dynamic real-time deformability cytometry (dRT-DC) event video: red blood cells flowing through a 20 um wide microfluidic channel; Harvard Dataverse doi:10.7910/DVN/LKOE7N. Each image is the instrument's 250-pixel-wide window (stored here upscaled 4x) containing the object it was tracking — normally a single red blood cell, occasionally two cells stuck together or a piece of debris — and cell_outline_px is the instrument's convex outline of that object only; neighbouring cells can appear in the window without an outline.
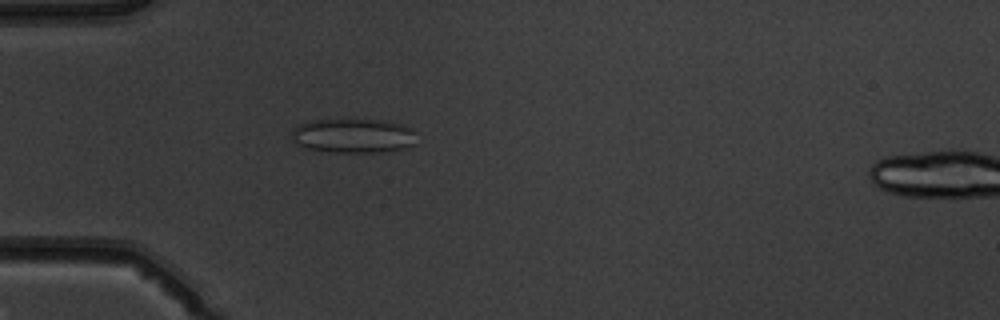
{"species": "common noctule bat (a hibernating species)", "species_latin": "Nyctalus noctula", "temperature_condition": "warm", "stored_images_in_passage": 5, "camera_frame_rate_fps": 3000, "um_per_image_px": 0.085, "animal": {"sex": "male", "body_mass_g": 19.5, "forearm_length_mm": 54.6}, "frame": {"image": 1, "passage_image": 4, "time_ms": 3.333, "image_size_px": [1000, 320], "cell_outline_px": [[416, 144], [404, 148], [384, 152], [332, 152], [300, 148], [292, 140], [292, 132], [300, 124], [312, 120], [380, 120], [400, 124], [412, 128]], "centroid_in_image_um": [30.0, 11.56], "position_along_channel_um": 55.0, "area_um2": 25.03}}